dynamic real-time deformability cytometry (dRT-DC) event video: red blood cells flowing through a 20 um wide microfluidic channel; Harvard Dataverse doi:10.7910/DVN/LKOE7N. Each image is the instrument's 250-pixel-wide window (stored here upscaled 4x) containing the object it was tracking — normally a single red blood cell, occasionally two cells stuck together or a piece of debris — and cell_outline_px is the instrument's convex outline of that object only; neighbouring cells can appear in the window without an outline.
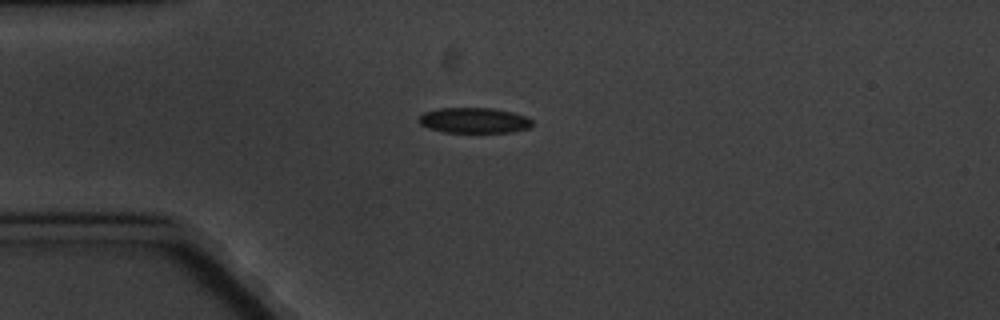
{"species": "common noctule bat (a hibernating species)", "species_latin": "Nyctalus noctula", "temperature_condition": "cold", "stored_images_in_passage": 4, "camera_frame_rate_fps": 3000, "um_per_image_px": 0.085, "animal": {"sex": "male", "body_mass_g": 20.1, "forearm_length_mm": 53.5}, "frame": {"image": 1, "passage_image": 1, "time_ms": 0.0, "image_size_px": [1000, 320], "cell_outline_px": [[532, 124], [528, 128], [512, 132], [444, 132], [428, 128], [420, 124], [416, 120], [424, 112], [440, 108], [492, 108], [512, 112], [524, 116], [532, 120]], "centroid_in_image_um": [40.26, 10.23], "position_along_channel_um": 44.7, "area_um2": 16.76}}